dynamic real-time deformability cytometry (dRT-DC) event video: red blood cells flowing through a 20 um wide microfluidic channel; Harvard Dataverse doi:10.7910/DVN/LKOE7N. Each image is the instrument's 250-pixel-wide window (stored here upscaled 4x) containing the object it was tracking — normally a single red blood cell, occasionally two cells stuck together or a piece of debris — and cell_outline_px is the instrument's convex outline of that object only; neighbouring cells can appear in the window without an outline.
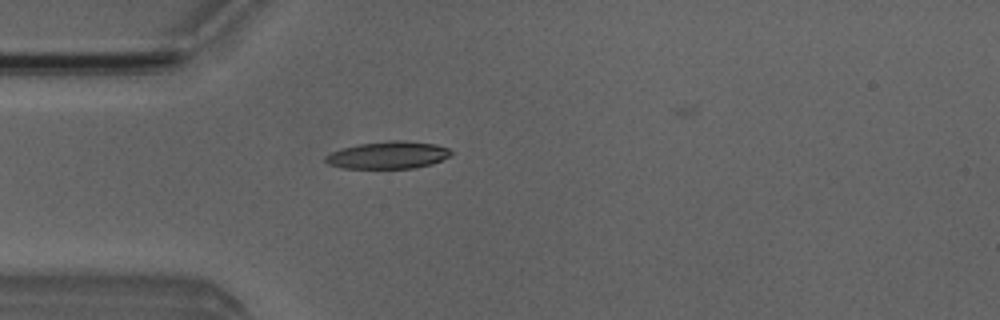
{"species": "Egyptian fruit bat (a non-hibernating species)", "species_latin": "Rousettus aegyptiacus", "temperature_condition": "room temperature", "stored_images_in_passage": 2, "camera_frame_rate_fps": 3000, "um_per_image_px": 0.085, "animal": {"sex": "male"}, "frame": {"image": 1, "passage_image": 1, "time_ms": 0.0, "image_size_px": [1000, 320], "cell_outline_px": [[452, 152], [448, 156], [432, 164], [416, 168], [344, 168], [328, 164], [324, 160], [324, 156], [332, 152], [344, 148], [360, 144], [388, 140], [404, 140], [436, 144], [448, 148]], "centroid_in_image_um": [32.99, 13.18], "position_along_channel_um": 52.0, "area_um2": 19.88}}